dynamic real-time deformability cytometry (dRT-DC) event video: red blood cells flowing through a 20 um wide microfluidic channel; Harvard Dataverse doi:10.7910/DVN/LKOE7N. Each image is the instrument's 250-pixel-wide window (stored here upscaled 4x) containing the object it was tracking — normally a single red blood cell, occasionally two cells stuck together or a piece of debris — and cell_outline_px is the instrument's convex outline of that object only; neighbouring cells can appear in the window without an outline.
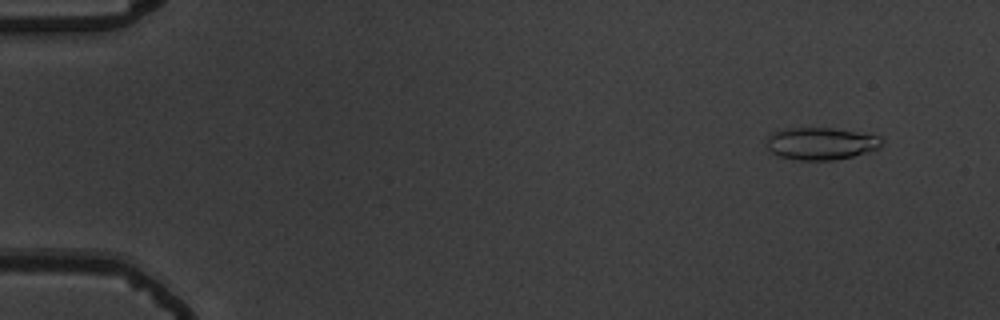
{"species": "common noctule bat (a hibernating species)", "species_latin": "Nyctalus noctula", "temperature_condition": "warm", "stored_images_in_passage": 56, "camera_frame_rate_fps": 3000, "um_per_image_px": 0.085, "animal": {"sex": "male", "body_mass_g": 19.5, "forearm_length_mm": 54.6}, "frame": {"image": 1, "passage_image": 5, "time_ms": 1.333, "image_size_px": [1000, 320], "cell_outline_px": [[884, 140], [880, 148], [868, 152], [852, 156], [832, 160], [800, 160], [780, 156], [772, 152], [764, 144], [768, 136], [772, 132], [784, 128], [832, 128], [880, 136]], "centroid_in_image_um": [69.77, 12.19], "position_along_channel_um": 15.2, "area_um2": 21.73}}
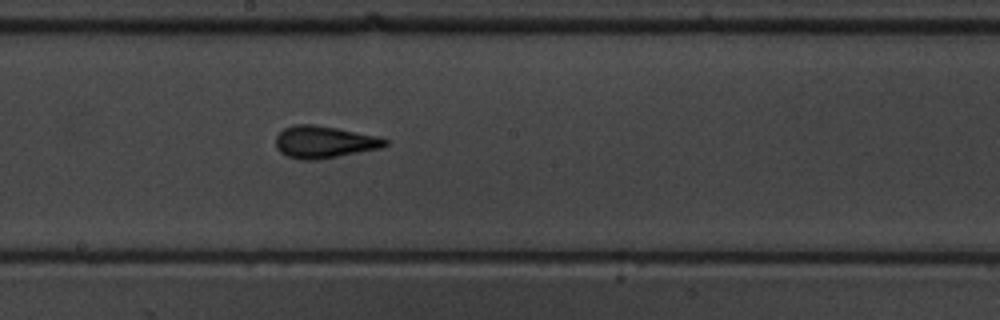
{"frame": {"image": 2, "passage_image": 32, "time_ms": 10.333, "image_size_px": [1000, 320], "cell_outline_px": [[388, 144], [380, 148], [316, 160], [300, 160], [288, 156], [280, 152], [276, 148], [276, 136], [284, 128], [296, 124], [312, 124], [336, 128], [380, 136], [388, 140]], "centroid_in_image_um": [27.55, 12.07], "position_along_channel_um": 220.7, "area_um2": 20.4}}
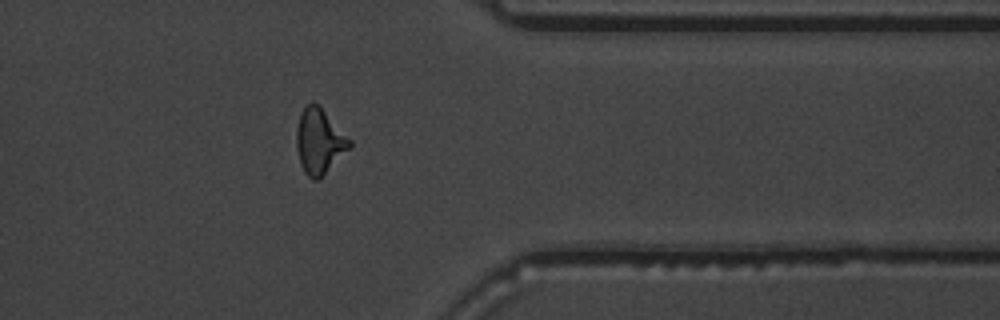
{"frame": {"image": 3, "passage_image": 46, "time_ms": 15.0, "image_size_px": [1000, 320], "cell_outline_px": [[352, 148], [316, 180], [312, 180], [304, 172], [300, 164], [296, 148], [296, 128], [300, 112], [312, 100], [320, 104], [352, 140]], "centroid_in_image_um": [27.15, 11.96], "position_along_channel_um": 384.2, "area_um2": 20.63}, "authors_computed_cell_mechanics": {"area_um2": 19.5364, "velocity_mm_per_s": 3.6935, "shape_relaxation_time_tau1_ms": 3.5621, "shape_relaxation_time_tau2_ms": 1.4201, "deformation_change_tau1": 0.1594, "deformation_change_tau2": 0.1108}}